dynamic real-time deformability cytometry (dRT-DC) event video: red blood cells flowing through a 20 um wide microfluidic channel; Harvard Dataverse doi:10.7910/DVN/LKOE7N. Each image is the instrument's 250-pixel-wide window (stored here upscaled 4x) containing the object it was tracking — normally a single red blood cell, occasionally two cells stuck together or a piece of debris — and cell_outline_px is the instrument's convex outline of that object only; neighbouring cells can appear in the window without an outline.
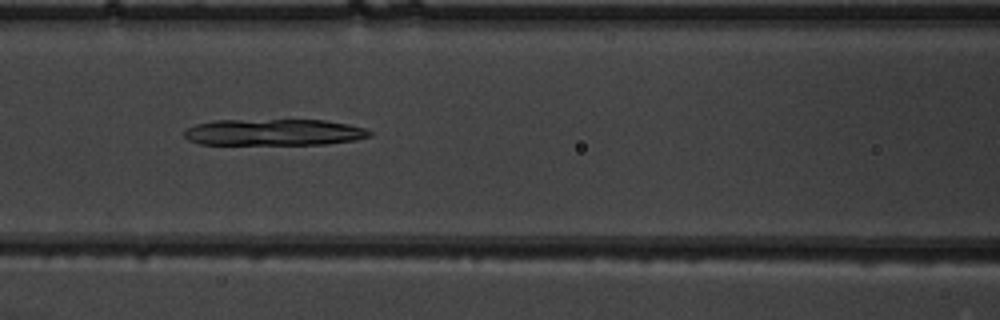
{"species": "common noctule bat (a hibernating species)", "species_latin": "Nyctalus noctula", "temperature_condition": "warm", "stored_images_in_passage": 30, "camera_frame_rate_fps": 3000, "um_per_image_px": 0.085, "animal": {"sex": "male", "body_mass_g": 19.5, "forearm_length_mm": 54.6}, "frame": {"image": 1, "passage_image": 20, "time_ms": 6.333, "image_size_px": [1000, 320], "cell_outline_px": [[372, 136], [356, 140], [328, 144], [200, 144], [188, 140], [184, 136], [184, 132], [188, 128], [196, 124], [216, 120], [324, 120], [348, 124], [364, 128], [372, 132]], "centroid_in_image_um": [23.31, 11.24], "position_along_channel_um": 143.3, "area_um2": 28.61}}
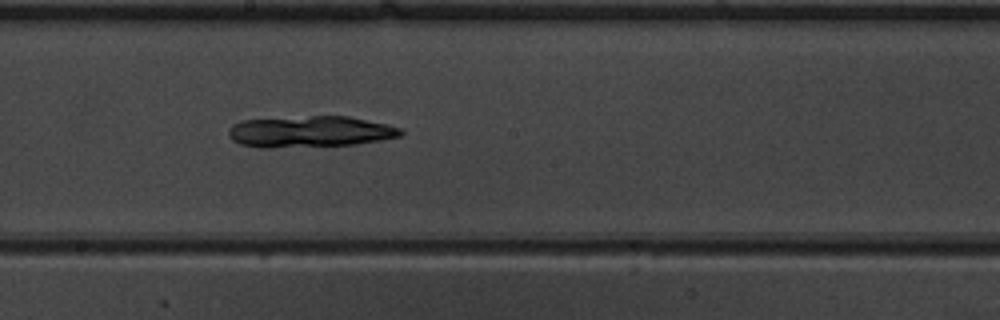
{"frame": {"image": 2, "passage_image": 26, "time_ms": 8.333, "image_size_px": [1000, 320], "cell_outline_px": [[404, 132], [400, 136], [380, 140], [356, 144], [268, 148], [260, 148], [240, 144], [232, 140], [228, 136], [228, 128], [232, 124], [240, 120], [312, 116], [348, 116], [388, 124], [400, 128]], "centroid_in_image_um": [26.31, 11.19], "position_along_channel_um": 221.9, "area_um2": 31.5}}
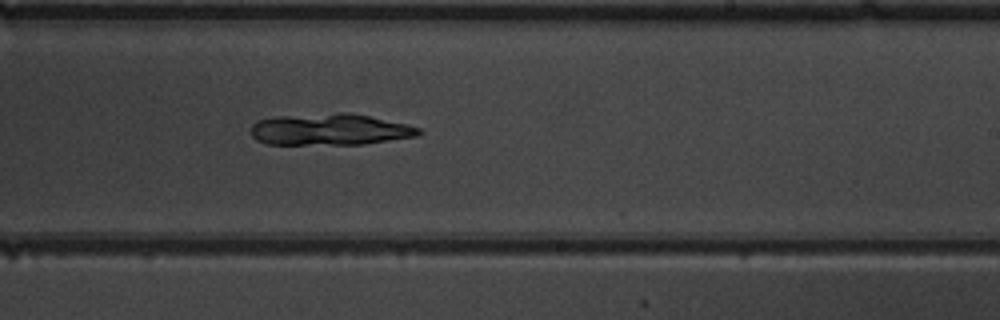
{"frame": {"image": 3, "passage_image": 29, "time_ms": 9.333, "image_size_px": [1000, 320], "cell_outline_px": [[424, 132], [420, 136], [364, 144], [268, 144], [256, 140], [252, 136], [252, 124], [256, 120], [276, 116], [340, 112], [348, 112], [368, 116], [404, 124], [420, 128]], "centroid_in_image_um": [28.04, 11.0], "position_along_channel_um": 261.0, "area_um2": 30.92}}